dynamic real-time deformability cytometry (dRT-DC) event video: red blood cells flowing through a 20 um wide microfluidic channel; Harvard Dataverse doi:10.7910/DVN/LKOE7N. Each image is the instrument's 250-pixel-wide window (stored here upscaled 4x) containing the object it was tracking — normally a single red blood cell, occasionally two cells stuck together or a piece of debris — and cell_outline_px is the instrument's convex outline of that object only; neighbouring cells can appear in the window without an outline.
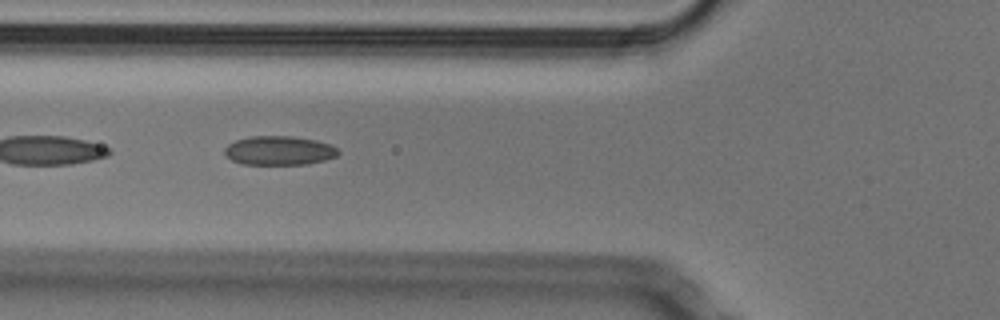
{"species": "Egyptian fruit bat (a non-hibernating species)", "species_latin": "Rousettus aegyptiacus", "temperature_condition": "cold", "stored_images_in_passage": 14, "camera_frame_rate_fps": 3000, "um_per_image_px": 0.085, "animal": {"sex": "male"}, "frame": {"image": 1, "passage_image": 5, "time_ms": 1.333, "image_size_px": [1000, 320], "cell_outline_px": [[340, 152], [336, 156], [324, 160], [304, 164], [240, 164], [224, 156], [224, 148], [228, 144], [236, 140], [248, 136], [292, 136], [316, 140], [328, 144], [336, 148]], "centroid_in_image_um": [23.67, 12.79], "position_along_channel_um": 102.1, "area_um2": 19.25}}
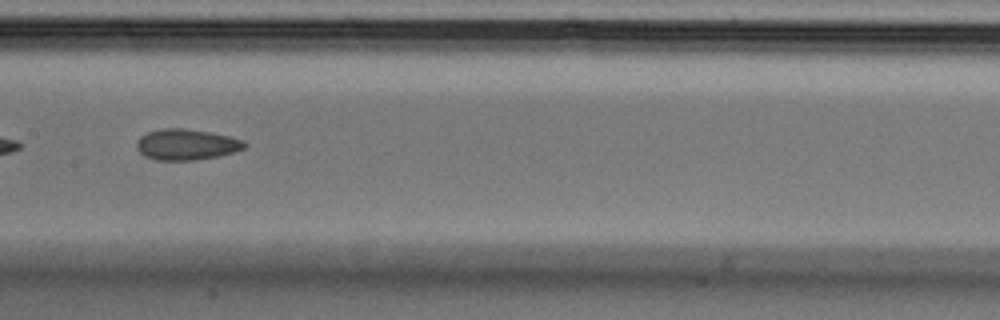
{"frame": {"image": 2, "passage_image": 12, "time_ms": 3.667, "image_size_px": [1000, 320], "cell_outline_px": [[248, 144], [244, 148], [232, 152], [216, 156], [196, 160], [156, 160], [144, 156], [136, 148], [136, 140], [140, 136], [148, 132], [164, 128], [184, 128], [208, 132], [228, 136], [244, 140]], "centroid_in_image_um": [15.81, 12.28], "position_along_channel_um": 191.6, "area_um2": 19.36}}